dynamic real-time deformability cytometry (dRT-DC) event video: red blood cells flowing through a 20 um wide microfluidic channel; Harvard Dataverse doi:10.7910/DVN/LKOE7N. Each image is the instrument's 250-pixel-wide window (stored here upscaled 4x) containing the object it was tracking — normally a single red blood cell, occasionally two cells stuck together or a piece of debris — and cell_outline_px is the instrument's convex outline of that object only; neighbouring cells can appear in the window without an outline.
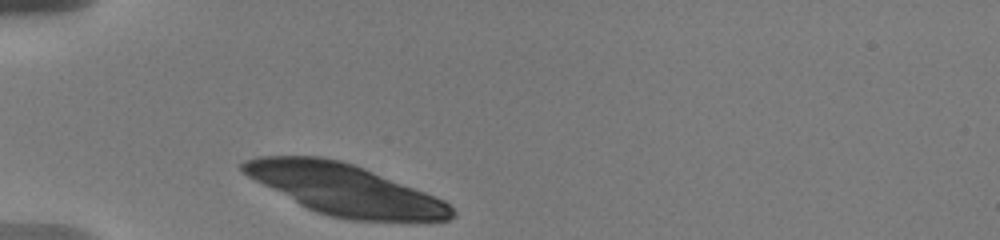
{"species": "human", "species_latin": "Homo sapiens", "temperature_condition": "warm", "stored_images_in_passage": 3, "camera_frame_rate_fps": 3000, "um_per_image_px": 0.085, "donor": {"sex": "male"}, "frame": {"image": 1, "passage_image": 1, "time_ms": 0.0, "image_size_px": [1000, 240], "cell_outline_px": [[456, 216], [448, 220], [348, 220], [328, 216], [316, 212], [300, 204], [240, 172], [240, 164], [244, 160], [256, 156], [320, 156], [340, 160], [364, 168], [444, 200], [456, 212]], "centroid_in_image_um": [29.26, 16.1], "position_along_channel_um": 55.7, "area_um2": 61.15}}